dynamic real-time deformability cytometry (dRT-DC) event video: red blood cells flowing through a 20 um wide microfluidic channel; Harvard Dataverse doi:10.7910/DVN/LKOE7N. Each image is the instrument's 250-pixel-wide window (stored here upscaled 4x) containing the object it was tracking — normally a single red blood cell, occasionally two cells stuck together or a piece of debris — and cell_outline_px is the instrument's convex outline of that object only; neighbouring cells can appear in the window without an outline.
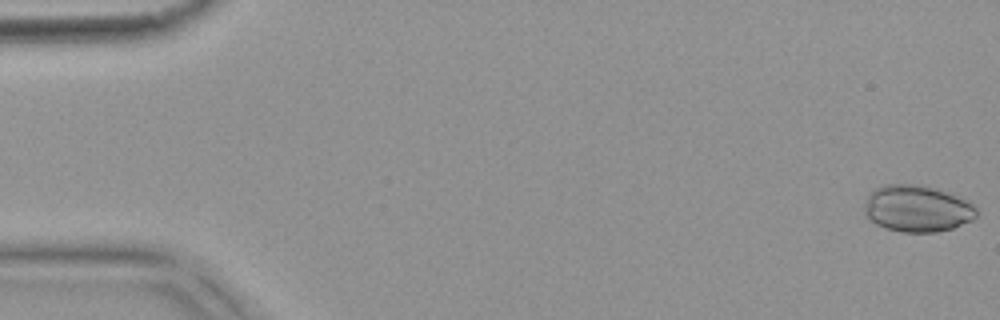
{"species": "common noctule bat (a hibernating species)", "species_latin": "Nyctalus noctula", "temperature_condition": "warm", "stored_images_in_passage": 6, "camera_frame_rate_fps": 3000, "um_per_image_px": 0.085, "animal": {"sex": "female", "body_mass_g": 18.4}, "frame": {"image": 1, "passage_image": 6, "time_ms": 1.667, "image_size_px": [1000, 320], "cell_outline_px": [[976, 216], [972, 220], [952, 228], [936, 232], [900, 232], [884, 228], [876, 224], [864, 212], [864, 204], [868, 196], [876, 188], [884, 184], [908, 184], [932, 188], [968, 200], [976, 208]], "centroid_in_image_um": [77.94, 17.75], "position_along_channel_um": 7.1, "area_um2": 30.11}}